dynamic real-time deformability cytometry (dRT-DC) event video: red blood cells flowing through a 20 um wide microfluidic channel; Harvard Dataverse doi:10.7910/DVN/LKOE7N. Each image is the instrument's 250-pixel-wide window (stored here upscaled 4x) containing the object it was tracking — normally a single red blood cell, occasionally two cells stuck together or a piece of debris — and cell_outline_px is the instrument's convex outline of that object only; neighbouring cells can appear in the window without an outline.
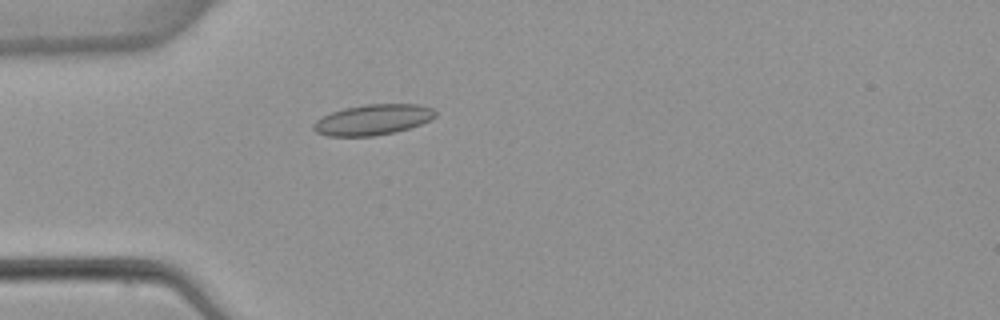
{"species": "common noctule bat (a hibernating species)", "species_latin": "Nyctalus noctula", "temperature_condition": "warm", "stored_images_in_passage": 3, "camera_frame_rate_fps": 3000, "um_per_image_px": 0.085, "animal": {"sex": "female", "body_mass_g": 22.7, "forearm_length_mm": 54.2}, "frame": {"image": 1, "passage_image": 3, "time_ms": 3.667, "image_size_px": [1000, 320], "cell_outline_px": [[436, 116], [432, 120], [408, 128], [392, 132], [372, 136], [328, 136], [316, 132], [312, 128], [312, 124], [316, 120], [332, 112], [344, 108], [364, 104], [416, 104], [432, 108], [436, 112]], "centroid_in_image_um": [31.68, 10.17], "position_along_channel_um": 53.3, "area_um2": 21.62}}